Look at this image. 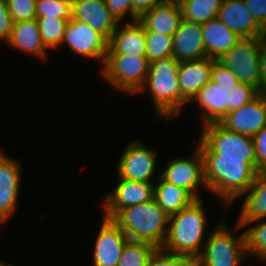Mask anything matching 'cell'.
<instances>
[{
	"label": "cell",
	"instance_id": "33",
	"mask_svg": "<svg viewBox=\"0 0 266 266\" xmlns=\"http://www.w3.org/2000/svg\"><path fill=\"white\" fill-rule=\"evenodd\" d=\"M228 93V112L241 108L260 94L256 88L245 83H239Z\"/></svg>",
	"mask_w": 266,
	"mask_h": 266
},
{
	"label": "cell",
	"instance_id": "42",
	"mask_svg": "<svg viewBox=\"0 0 266 266\" xmlns=\"http://www.w3.org/2000/svg\"><path fill=\"white\" fill-rule=\"evenodd\" d=\"M259 66H260V94L266 95V48L261 45L259 54Z\"/></svg>",
	"mask_w": 266,
	"mask_h": 266
},
{
	"label": "cell",
	"instance_id": "30",
	"mask_svg": "<svg viewBox=\"0 0 266 266\" xmlns=\"http://www.w3.org/2000/svg\"><path fill=\"white\" fill-rule=\"evenodd\" d=\"M42 41L48 50H58L68 23L66 19L60 18H36ZM58 48V49H57Z\"/></svg>",
	"mask_w": 266,
	"mask_h": 266
},
{
	"label": "cell",
	"instance_id": "16",
	"mask_svg": "<svg viewBox=\"0 0 266 266\" xmlns=\"http://www.w3.org/2000/svg\"><path fill=\"white\" fill-rule=\"evenodd\" d=\"M216 61L214 58L206 57L179 62L177 78L181 93V115L198 91L211 80V71Z\"/></svg>",
	"mask_w": 266,
	"mask_h": 266
},
{
	"label": "cell",
	"instance_id": "11",
	"mask_svg": "<svg viewBox=\"0 0 266 266\" xmlns=\"http://www.w3.org/2000/svg\"><path fill=\"white\" fill-rule=\"evenodd\" d=\"M260 48L259 37L240 38L235 46L218 60L234 73L240 83L251 85L259 92L261 90Z\"/></svg>",
	"mask_w": 266,
	"mask_h": 266
},
{
	"label": "cell",
	"instance_id": "29",
	"mask_svg": "<svg viewBox=\"0 0 266 266\" xmlns=\"http://www.w3.org/2000/svg\"><path fill=\"white\" fill-rule=\"evenodd\" d=\"M157 249L152 243L128 240L117 266H146L149 257Z\"/></svg>",
	"mask_w": 266,
	"mask_h": 266
},
{
	"label": "cell",
	"instance_id": "19",
	"mask_svg": "<svg viewBox=\"0 0 266 266\" xmlns=\"http://www.w3.org/2000/svg\"><path fill=\"white\" fill-rule=\"evenodd\" d=\"M4 46L36 58L39 62L47 61L49 58L47 56L50 52L42 41L37 19L14 23L11 36Z\"/></svg>",
	"mask_w": 266,
	"mask_h": 266
},
{
	"label": "cell",
	"instance_id": "23",
	"mask_svg": "<svg viewBox=\"0 0 266 266\" xmlns=\"http://www.w3.org/2000/svg\"><path fill=\"white\" fill-rule=\"evenodd\" d=\"M240 198L243 200L236 222L241 227L266 218V170L257 172L253 184Z\"/></svg>",
	"mask_w": 266,
	"mask_h": 266
},
{
	"label": "cell",
	"instance_id": "14",
	"mask_svg": "<svg viewBox=\"0 0 266 266\" xmlns=\"http://www.w3.org/2000/svg\"><path fill=\"white\" fill-rule=\"evenodd\" d=\"M100 218L101 225L95 234L91 264L92 266H117L129 238L112 219L104 216Z\"/></svg>",
	"mask_w": 266,
	"mask_h": 266
},
{
	"label": "cell",
	"instance_id": "25",
	"mask_svg": "<svg viewBox=\"0 0 266 266\" xmlns=\"http://www.w3.org/2000/svg\"><path fill=\"white\" fill-rule=\"evenodd\" d=\"M182 17L181 7L158 4L139 17V22L145 30L173 36L180 26Z\"/></svg>",
	"mask_w": 266,
	"mask_h": 266
},
{
	"label": "cell",
	"instance_id": "21",
	"mask_svg": "<svg viewBox=\"0 0 266 266\" xmlns=\"http://www.w3.org/2000/svg\"><path fill=\"white\" fill-rule=\"evenodd\" d=\"M107 54L146 57L144 26L139 21L119 23L108 41Z\"/></svg>",
	"mask_w": 266,
	"mask_h": 266
},
{
	"label": "cell",
	"instance_id": "24",
	"mask_svg": "<svg viewBox=\"0 0 266 266\" xmlns=\"http://www.w3.org/2000/svg\"><path fill=\"white\" fill-rule=\"evenodd\" d=\"M202 37L205 45L206 57L219 60L230 51L240 39L218 17L202 24Z\"/></svg>",
	"mask_w": 266,
	"mask_h": 266
},
{
	"label": "cell",
	"instance_id": "28",
	"mask_svg": "<svg viewBox=\"0 0 266 266\" xmlns=\"http://www.w3.org/2000/svg\"><path fill=\"white\" fill-rule=\"evenodd\" d=\"M223 0H187L181 7L183 20L207 23L218 17Z\"/></svg>",
	"mask_w": 266,
	"mask_h": 266
},
{
	"label": "cell",
	"instance_id": "41",
	"mask_svg": "<svg viewBox=\"0 0 266 266\" xmlns=\"http://www.w3.org/2000/svg\"><path fill=\"white\" fill-rule=\"evenodd\" d=\"M158 4H164V0H133V10L141 16Z\"/></svg>",
	"mask_w": 266,
	"mask_h": 266
},
{
	"label": "cell",
	"instance_id": "10",
	"mask_svg": "<svg viewBox=\"0 0 266 266\" xmlns=\"http://www.w3.org/2000/svg\"><path fill=\"white\" fill-rule=\"evenodd\" d=\"M62 46H67L78 58L99 62L100 69L104 66L108 40L83 21L75 19L68 21L60 49Z\"/></svg>",
	"mask_w": 266,
	"mask_h": 266
},
{
	"label": "cell",
	"instance_id": "39",
	"mask_svg": "<svg viewBox=\"0 0 266 266\" xmlns=\"http://www.w3.org/2000/svg\"><path fill=\"white\" fill-rule=\"evenodd\" d=\"M13 20L8 10L7 0H0V44L8 42L13 29Z\"/></svg>",
	"mask_w": 266,
	"mask_h": 266
},
{
	"label": "cell",
	"instance_id": "37",
	"mask_svg": "<svg viewBox=\"0 0 266 266\" xmlns=\"http://www.w3.org/2000/svg\"><path fill=\"white\" fill-rule=\"evenodd\" d=\"M211 80L224 88H228V91L240 83L234 73L218 60L213 65Z\"/></svg>",
	"mask_w": 266,
	"mask_h": 266
},
{
	"label": "cell",
	"instance_id": "13",
	"mask_svg": "<svg viewBox=\"0 0 266 266\" xmlns=\"http://www.w3.org/2000/svg\"><path fill=\"white\" fill-rule=\"evenodd\" d=\"M118 181V182H117ZM116 185L101 198L102 216L111 219L119 210L148 202L154 198V182L116 178Z\"/></svg>",
	"mask_w": 266,
	"mask_h": 266
},
{
	"label": "cell",
	"instance_id": "36",
	"mask_svg": "<svg viewBox=\"0 0 266 266\" xmlns=\"http://www.w3.org/2000/svg\"><path fill=\"white\" fill-rule=\"evenodd\" d=\"M105 2L111 14L120 23L139 20L140 16L133 10V0H105Z\"/></svg>",
	"mask_w": 266,
	"mask_h": 266
},
{
	"label": "cell",
	"instance_id": "4",
	"mask_svg": "<svg viewBox=\"0 0 266 266\" xmlns=\"http://www.w3.org/2000/svg\"><path fill=\"white\" fill-rule=\"evenodd\" d=\"M132 241H145L161 248L165 242L169 215L156 200L119 210L111 218Z\"/></svg>",
	"mask_w": 266,
	"mask_h": 266
},
{
	"label": "cell",
	"instance_id": "38",
	"mask_svg": "<svg viewBox=\"0 0 266 266\" xmlns=\"http://www.w3.org/2000/svg\"><path fill=\"white\" fill-rule=\"evenodd\" d=\"M252 138L256 156V172L266 170V126Z\"/></svg>",
	"mask_w": 266,
	"mask_h": 266
},
{
	"label": "cell",
	"instance_id": "34",
	"mask_svg": "<svg viewBox=\"0 0 266 266\" xmlns=\"http://www.w3.org/2000/svg\"><path fill=\"white\" fill-rule=\"evenodd\" d=\"M146 266H195V260L157 248L149 257Z\"/></svg>",
	"mask_w": 266,
	"mask_h": 266
},
{
	"label": "cell",
	"instance_id": "26",
	"mask_svg": "<svg viewBox=\"0 0 266 266\" xmlns=\"http://www.w3.org/2000/svg\"><path fill=\"white\" fill-rule=\"evenodd\" d=\"M154 199L169 216L178 213L195 200L187 190L165 181L161 176L154 182Z\"/></svg>",
	"mask_w": 266,
	"mask_h": 266
},
{
	"label": "cell",
	"instance_id": "8",
	"mask_svg": "<svg viewBox=\"0 0 266 266\" xmlns=\"http://www.w3.org/2000/svg\"><path fill=\"white\" fill-rule=\"evenodd\" d=\"M131 140L127 142L115 164V178L118 176L135 181L155 182L160 177L158 150L147 146L141 139Z\"/></svg>",
	"mask_w": 266,
	"mask_h": 266
},
{
	"label": "cell",
	"instance_id": "46",
	"mask_svg": "<svg viewBox=\"0 0 266 266\" xmlns=\"http://www.w3.org/2000/svg\"><path fill=\"white\" fill-rule=\"evenodd\" d=\"M1 226L3 227L2 223H0V229H2ZM1 235H2V233H1V230H0V239L2 238Z\"/></svg>",
	"mask_w": 266,
	"mask_h": 266
},
{
	"label": "cell",
	"instance_id": "15",
	"mask_svg": "<svg viewBox=\"0 0 266 266\" xmlns=\"http://www.w3.org/2000/svg\"><path fill=\"white\" fill-rule=\"evenodd\" d=\"M220 123L239 134L255 136L266 126V95L259 94L241 108L228 112Z\"/></svg>",
	"mask_w": 266,
	"mask_h": 266
},
{
	"label": "cell",
	"instance_id": "43",
	"mask_svg": "<svg viewBox=\"0 0 266 266\" xmlns=\"http://www.w3.org/2000/svg\"><path fill=\"white\" fill-rule=\"evenodd\" d=\"M187 0H164V4L182 7Z\"/></svg>",
	"mask_w": 266,
	"mask_h": 266
},
{
	"label": "cell",
	"instance_id": "7",
	"mask_svg": "<svg viewBox=\"0 0 266 266\" xmlns=\"http://www.w3.org/2000/svg\"><path fill=\"white\" fill-rule=\"evenodd\" d=\"M149 63L147 57L106 54L104 66L98 74L103 82L116 91L133 97L146 81Z\"/></svg>",
	"mask_w": 266,
	"mask_h": 266
},
{
	"label": "cell",
	"instance_id": "20",
	"mask_svg": "<svg viewBox=\"0 0 266 266\" xmlns=\"http://www.w3.org/2000/svg\"><path fill=\"white\" fill-rule=\"evenodd\" d=\"M202 24L182 20L173 37V55L178 62L206 58Z\"/></svg>",
	"mask_w": 266,
	"mask_h": 266
},
{
	"label": "cell",
	"instance_id": "3",
	"mask_svg": "<svg viewBox=\"0 0 266 266\" xmlns=\"http://www.w3.org/2000/svg\"><path fill=\"white\" fill-rule=\"evenodd\" d=\"M178 68L179 62L172 56L150 62L146 81L136 94L149 93L147 95L154 108V120H163L164 124L181 116Z\"/></svg>",
	"mask_w": 266,
	"mask_h": 266
},
{
	"label": "cell",
	"instance_id": "35",
	"mask_svg": "<svg viewBox=\"0 0 266 266\" xmlns=\"http://www.w3.org/2000/svg\"><path fill=\"white\" fill-rule=\"evenodd\" d=\"M14 23L36 19V0H7Z\"/></svg>",
	"mask_w": 266,
	"mask_h": 266
},
{
	"label": "cell",
	"instance_id": "45",
	"mask_svg": "<svg viewBox=\"0 0 266 266\" xmlns=\"http://www.w3.org/2000/svg\"><path fill=\"white\" fill-rule=\"evenodd\" d=\"M0 266H14V264L11 263L8 264L4 260L3 261L0 260Z\"/></svg>",
	"mask_w": 266,
	"mask_h": 266
},
{
	"label": "cell",
	"instance_id": "18",
	"mask_svg": "<svg viewBox=\"0 0 266 266\" xmlns=\"http://www.w3.org/2000/svg\"><path fill=\"white\" fill-rule=\"evenodd\" d=\"M90 25L108 41L119 21L111 14L105 0H72V18Z\"/></svg>",
	"mask_w": 266,
	"mask_h": 266
},
{
	"label": "cell",
	"instance_id": "9",
	"mask_svg": "<svg viewBox=\"0 0 266 266\" xmlns=\"http://www.w3.org/2000/svg\"><path fill=\"white\" fill-rule=\"evenodd\" d=\"M189 156L169 158L160 170V176L167 182L187 190L195 199L203 198L200 194L208 192L204 177L203 156L195 145ZM201 189L203 191H201Z\"/></svg>",
	"mask_w": 266,
	"mask_h": 266
},
{
	"label": "cell",
	"instance_id": "27",
	"mask_svg": "<svg viewBox=\"0 0 266 266\" xmlns=\"http://www.w3.org/2000/svg\"><path fill=\"white\" fill-rule=\"evenodd\" d=\"M248 259L266 260V218L248 222L244 227ZM262 260V261H261Z\"/></svg>",
	"mask_w": 266,
	"mask_h": 266
},
{
	"label": "cell",
	"instance_id": "32",
	"mask_svg": "<svg viewBox=\"0 0 266 266\" xmlns=\"http://www.w3.org/2000/svg\"><path fill=\"white\" fill-rule=\"evenodd\" d=\"M36 18L71 20L72 0H36Z\"/></svg>",
	"mask_w": 266,
	"mask_h": 266
},
{
	"label": "cell",
	"instance_id": "22",
	"mask_svg": "<svg viewBox=\"0 0 266 266\" xmlns=\"http://www.w3.org/2000/svg\"><path fill=\"white\" fill-rule=\"evenodd\" d=\"M218 18L238 37H259L263 29L246 7L244 0H223Z\"/></svg>",
	"mask_w": 266,
	"mask_h": 266
},
{
	"label": "cell",
	"instance_id": "5",
	"mask_svg": "<svg viewBox=\"0 0 266 266\" xmlns=\"http://www.w3.org/2000/svg\"><path fill=\"white\" fill-rule=\"evenodd\" d=\"M228 224L231 223L226 216H221L215 223L216 227L210 231L202 253L195 260V266H244V262L249 261L244 228L236 221L232 229ZM240 230L241 234L236 235L235 231Z\"/></svg>",
	"mask_w": 266,
	"mask_h": 266
},
{
	"label": "cell",
	"instance_id": "2",
	"mask_svg": "<svg viewBox=\"0 0 266 266\" xmlns=\"http://www.w3.org/2000/svg\"><path fill=\"white\" fill-rule=\"evenodd\" d=\"M203 162L208 192L227 213L253 184L257 172L245 158H203Z\"/></svg>",
	"mask_w": 266,
	"mask_h": 266
},
{
	"label": "cell",
	"instance_id": "40",
	"mask_svg": "<svg viewBox=\"0 0 266 266\" xmlns=\"http://www.w3.org/2000/svg\"><path fill=\"white\" fill-rule=\"evenodd\" d=\"M244 2L255 21L262 28L266 27V0H244Z\"/></svg>",
	"mask_w": 266,
	"mask_h": 266
},
{
	"label": "cell",
	"instance_id": "44",
	"mask_svg": "<svg viewBox=\"0 0 266 266\" xmlns=\"http://www.w3.org/2000/svg\"><path fill=\"white\" fill-rule=\"evenodd\" d=\"M259 38L261 45L266 48V27H263V29L261 30Z\"/></svg>",
	"mask_w": 266,
	"mask_h": 266
},
{
	"label": "cell",
	"instance_id": "31",
	"mask_svg": "<svg viewBox=\"0 0 266 266\" xmlns=\"http://www.w3.org/2000/svg\"><path fill=\"white\" fill-rule=\"evenodd\" d=\"M146 57L149 62L165 59L173 55V37L145 30Z\"/></svg>",
	"mask_w": 266,
	"mask_h": 266
},
{
	"label": "cell",
	"instance_id": "1",
	"mask_svg": "<svg viewBox=\"0 0 266 266\" xmlns=\"http://www.w3.org/2000/svg\"><path fill=\"white\" fill-rule=\"evenodd\" d=\"M204 202L203 198L195 199L178 213L169 216L168 233L161 247L163 251L194 260L200 256L209 230H212Z\"/></svg>",
	"mask_w": 266,
	"mask_h": 266
},
{
	"label": "cell",
	"instance_id": "6",
	"mask_svg": "<svg viewBox=\"0 0 266 266\" xmlns=\"http://www.w3.org/2000/svg\"><path fill=\"white\" fill-rule=\"evenodd\" d=\"M196 146L203 158H245L256 171L254 141L251 136L239 134L213 122L199 127Z\"/></svg>",
	"mask_w": 266,
	"mask_h": 266
},
{
	"label": "cell",
	"instance_id": "12",
	"mask_svg": "<svg viewBox=\"0 0 266 266\" xmlns=\"http://www.w3.org/2000/svg\"><path fill=\"white\" fill-rule=\"evenodd\" d=\"M0 146V223H7L17 211L22 189V162Z\"/></svg>",
	"mask_w": 266,
	"mask_h": 266
},
{
	"label": "cell",
	"instance_id": "17",
	"mask_svg": "<svg viewBox=\"0 0 266 266\" xmlns=\"http://www.w3.org/2000/svg\"><path fill=\"white\" fill-rule=\"evenodd\" d=\"M228 88L218 85L210 80L206 83L189 103L188 106L196 105L197 113L200 121L199 127L203 125L220 122V120L228 113Z\"/></svg>",
	"mask_w": 266,
	"mask_h": 266
}]
</instances>
